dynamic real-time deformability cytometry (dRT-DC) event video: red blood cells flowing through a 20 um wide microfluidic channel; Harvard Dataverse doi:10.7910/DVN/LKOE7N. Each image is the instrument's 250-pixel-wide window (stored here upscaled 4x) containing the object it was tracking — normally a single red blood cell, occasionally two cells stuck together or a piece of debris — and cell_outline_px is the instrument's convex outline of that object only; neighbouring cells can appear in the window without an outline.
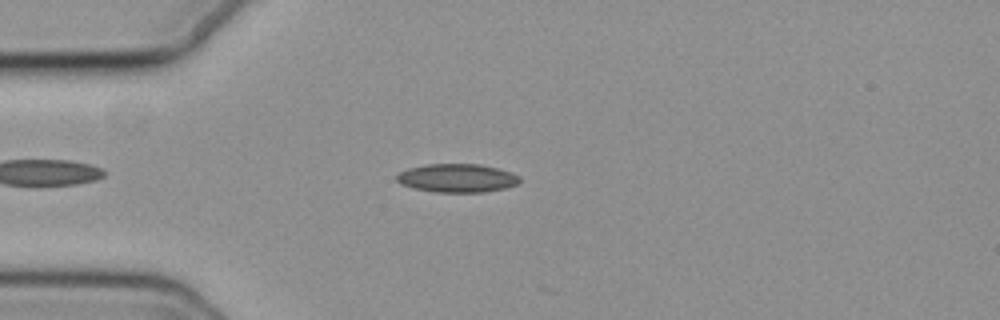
{"species": "common noctule bat (a hibernating species)", "species_latin": "Nyctalus noctula", "temperature_condition": "cold", "stored_images_in_passage": 2, "camera_frame_rate_fps": 3000, "um_per_image_px": 0.085, "animal": {"sex": "female", "body_mass_g": 19.3, "forearm_length_mm": 54.1}, "frame": {"image": 1, "passage_image": 1, "time_ms": 0.0, "image_size_px": [1000, 320], "cell_outline_px": [[520, 180], [516, 184], [504, 188], [484, 192], [436, 192], [416, 188], [400, 184], [396, 180], [396, 176], [400, 172], [408, 168], [424, 164], [480, 164], [512, 172], [520, 176]], "centroid_in_image_um": [38.84, 15.13], "position_along_channel_um": 46.2, "area_um2": 20.35}}